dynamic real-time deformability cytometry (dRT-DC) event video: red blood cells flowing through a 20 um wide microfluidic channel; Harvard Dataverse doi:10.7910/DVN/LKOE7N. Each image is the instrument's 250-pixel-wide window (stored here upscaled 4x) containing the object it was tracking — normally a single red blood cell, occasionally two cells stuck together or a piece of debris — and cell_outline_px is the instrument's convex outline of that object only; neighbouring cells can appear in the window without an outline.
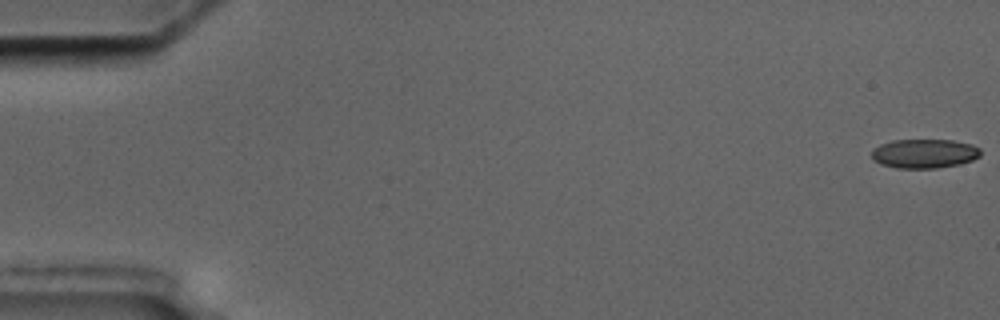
{"species": "common noctule bat (a hibernating species)", "species_latin": "Nyctalus noctula", "temperature_condition": "cold", "stored_images_in_passage": 57, "camera_frame_rate_fps": 3000, "um_per_image_px": 0.085, "animal": {"sex": "male", "body_mass_g": 17.5, "forearm_length_mm": 52.3}, "frame": {"image": 1, "passage_image": 1, "time_ms": 0.0, "image_size_px": [1000, 320], "cell_outline_px": [[980, 156], [972, 160], [960, 164], [936, 168], [896, 168], [880, 164], [872, 160], [872, 148], [880, 144], [892, 140], [952, 140], [972, 144], [980, 148]], "centroid_in_image_um": [78.54, 13.05], "position_along_channel_um": 6.5, "area_um2": 18.67}}
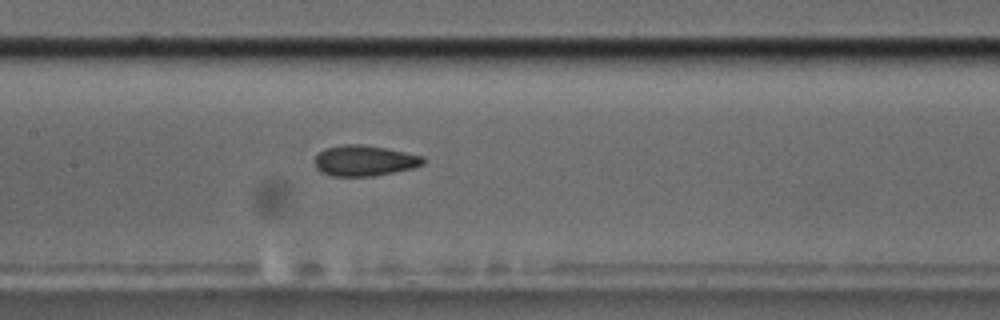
{"frame": {"image": 2, "passage_image": 28, "time_ms": 9.0, "image_size_px": [1000, 320], "cell_outline_px": [[428, 160], [424, 164], [412, 168], [372, 176], [332, 176], [320, 172], [316, 168], [316, 156], [324, 148], [344, 144], [360, 144], [384, 148], [424, 156]], "centroid_in_image_um": [30.99, 13.65], "position_along_channel_um": 176.4, "area_um2": 19.31}}
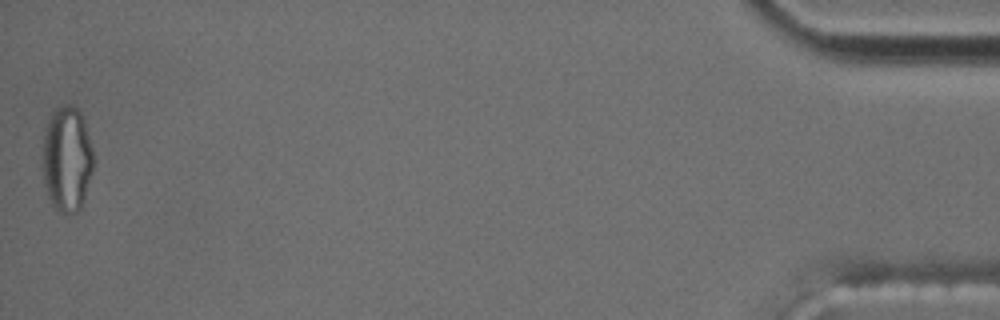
{"frame": {"image": 3, "passage_image": 57, "time_ms": 18.667, "image_size_px": [1000, 320], "cell_outline_px": [[92, 172], [84, 200], [80, 208], [76, 212], [60, 212], [52, 204], [48, 196], [44, 184], [44, 136], [48, 120], [52, 112], [56, 108], [64, 104], [68, 104], [76, 108], [84, 116], [92, 148]], "centroid_in_image_um": [5.71, 13.49], "position_along_channel_um": 429.5, "area_um2": 30.92}, "authors_computed_cell_mechanics": {"area_um2": 19.5364, "velocity_mm_per_s": 3.5746, "shape_relaxation_time_tau1_ms": null, "shape_relaxation_time_tau2_ms": 1.8559, "deformation_change_tau1": null, "deformation_change_tau2": 0.0745}}